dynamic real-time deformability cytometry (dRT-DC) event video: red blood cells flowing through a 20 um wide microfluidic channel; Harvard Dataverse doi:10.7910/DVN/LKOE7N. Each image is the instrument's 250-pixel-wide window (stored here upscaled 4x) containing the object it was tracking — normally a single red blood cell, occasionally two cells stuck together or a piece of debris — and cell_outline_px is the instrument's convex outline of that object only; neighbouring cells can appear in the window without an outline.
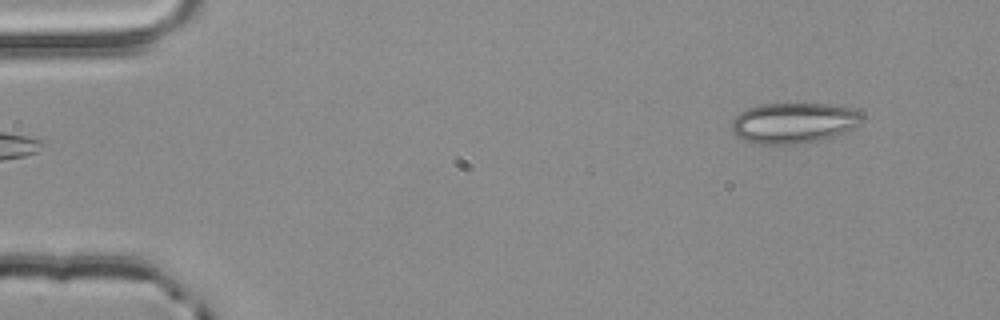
{"species": "common noctule bat (a hibernating species)", "species_latin": "Nyctalus noctula", "temperature_condition": "room temperature", "stored_images_in_passage": 3, "camera_frame_rate_fps": 3000, "um_per_image_px": 0.085, "animal": {"sex": "male", "body_mass_g": 20.4}, "frame": {"image": 1, "passage_image": 1, "time_ms": 0.0, "image_size_px": [1000, 320], "cell_outline_px": [[864, 116], [860, 124], [844, 132], [820, 140], [796, 144], [752, 144], [736, 136], [732, 132], [732, 120], [740, 112], [748, 108], [760, 104], [828, 104], [852, 108], [860, 112]], "centroid_in_image_um": [67.44, 10.45], "position_along_channel_um": 17.6, "area_um2": 30.92}}